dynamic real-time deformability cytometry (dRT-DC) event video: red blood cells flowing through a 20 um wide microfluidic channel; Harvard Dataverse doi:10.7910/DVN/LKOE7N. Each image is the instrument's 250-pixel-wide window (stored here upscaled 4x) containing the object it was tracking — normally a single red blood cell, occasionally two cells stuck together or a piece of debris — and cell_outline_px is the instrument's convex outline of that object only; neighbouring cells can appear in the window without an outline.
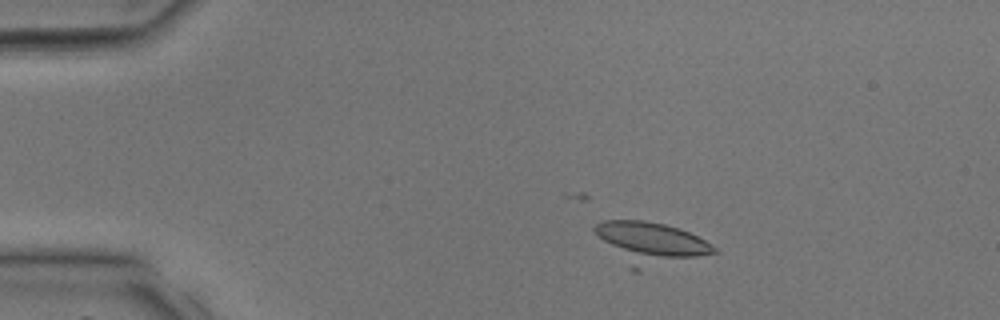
{"species": "common noctule bat (a hibernating species)", "species_latin": "Nyctalus noctula", "temperature_condition": "room temperature", "stored_images_in_passage": 18, "camera_frame_rate_fps": 3000, "um_per_image_px": 0.085, "animal": {"sex": "male", "body_mass_g": 17.9, "forearm_length_mm": 54.2}, "frame": {"image": 1, "passage_image": 7, "time_ms": 2.0, "image_size_px": [1000, 320], "cell_outline_px": [[716, 252], [640, 272], [632, 272], [628, 268], [592, 228], [596, 224], [604, 220], [644, 220], [664, 224], [680, 228], [704, 240], [716, 248]], "centroid_in_image_um": [55.28, 20.69], "position_along_channel_um": 29.7, "area_um2": 29.02}}